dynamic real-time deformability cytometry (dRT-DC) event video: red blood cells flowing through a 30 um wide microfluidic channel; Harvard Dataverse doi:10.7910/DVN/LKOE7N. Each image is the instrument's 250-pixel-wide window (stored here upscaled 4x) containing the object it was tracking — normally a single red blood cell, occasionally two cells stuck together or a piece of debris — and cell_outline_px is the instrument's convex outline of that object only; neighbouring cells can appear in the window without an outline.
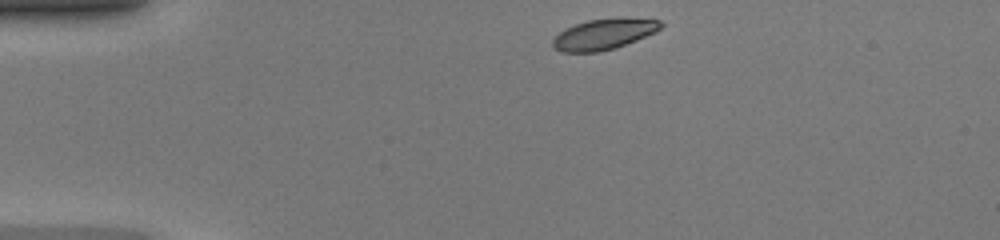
{"species": "common noctule bat (a hibernating species)", "species_latin": "Nyctalus noctula", "temperature_condition": "warm", "stored_images_in_passage": 39, "camera_frame_rate_fps": 3000, "um_per_image_px": 0.085, "animal": {"sex": "female", "body_mass_g": 20.0, "forearm_length_mm": 54.0}, "frame": {"image": 1, "passage_image": 1, "time_ms": 0.0, "image_size_px": [1000, 240], "cell_outline_px": [[664, 24], [656, 32], [616, 48], [596, 52], [560, 52], [552, 48], [552, 40], [560, 32], [576, 24], [588, 20], [660, 20]], "centroid_in_image_um": [51.26, 2.96], "position_along_channel_um": 33.7, "area_um2": 18.55}}
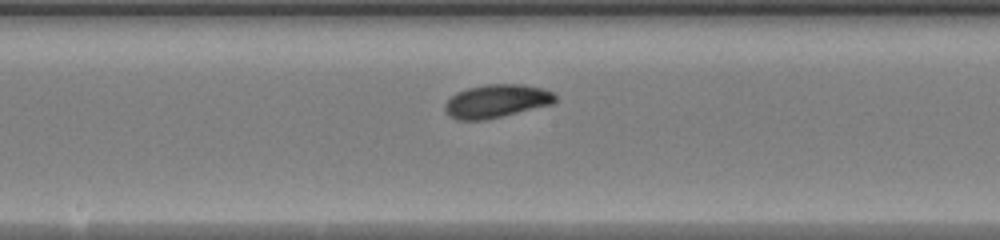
{"frame": {"image": 2, "passage_image": 17, "time_ms": 5.333, "image_size_px": [1000, 240], "cell_outline_px": [[556, 100], [552, 104], [484, 120], [456, 120], [448, 116], [444, 112], [444, 104], [456, 92], [468, 88], [488, 84], [524, 84], [544, 88], [552, 92], [556, 96]], "centroid_in_image_um": [42.17, 8.59], "position_along_channel_um": 206.0, "area_um2": 21.44}}
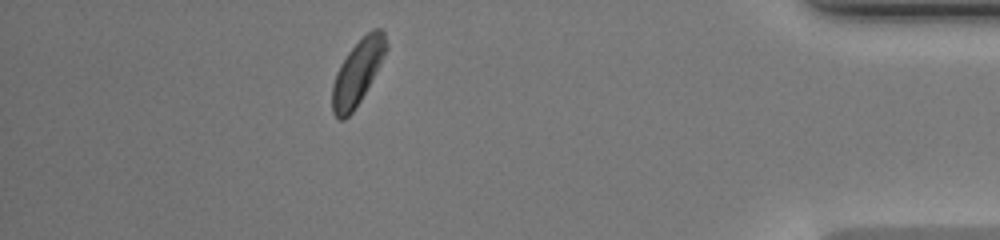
{"frame": {"image": 3, "passage_image": 34, "time_ms": 11.0, "image_size_px": [1000, 240], "cell_outline_px": [[388, 48], [380, 64], [360, 100], [352, 112], [344, 120], [336, 120], [332, 112], [332, 84], [336, 72], [340, 64], [348, 52], [372, 28], [380, 28], [384, 32], [388, 44]], "centroid_in_image_um": [30.37, 6.16], "position_along_channel_um": 404.8, "area_um2": 20.11}, "authors_computed_cell_mechanics": {"area_um2": 20.4034, "velocity_mm_per_s": 4.281, "shape_relaxation_time_tau1_ms": 2.1957, "shape_relaxation_time_tau2_ms": null, "deformation_change_tau1": 0.1224, "deformation_change_tau2": null}}